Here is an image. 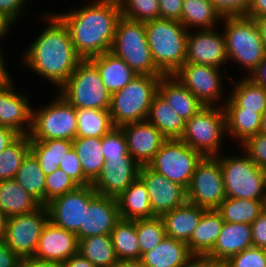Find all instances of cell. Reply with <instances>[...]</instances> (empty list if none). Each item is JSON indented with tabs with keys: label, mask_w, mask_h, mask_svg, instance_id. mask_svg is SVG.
Segmentation results:
<instances>
[{
	"label": "cell",
	"mask_w": 266,
	"mask_h": 267,
	"mask_svg": "<svg viewBox=\"0 0 266 267\" xmlns=\"http://www.w3.org/2000/svg\"><path fill=\"white\" fill-rule=\"evenodd\" d=\"M56 15L67 26L77 54L89 60L111 50L121 7L119 0H92Z\"/></svg>",
	"instance_id": "obj_1"
},
{
	"label": "cell",
	"mask_w": 266,
	"mask_h": 267,
	"mask_svg": "<svg viewBox=\"0 0 266 267\" xmlns=\"http://www.w3.org/2000/svg\"><path fill=\"white\" fill-rule=\"evenodd\" d=\"M42 18L48 25L27 48L22 60L27 68L59 89L83 59L75 51L67 26L56 13H45Z\"/></svg>",
	"instance_id": "obj_2"
},
{
	"label": "cell",
	"mask_w": 266,
	"mask_h": 267,
	"mask_svg": "<svg viewBox=\"0 0 266 267\" xmlns=\"http://www.w3.org/2000/svg\"><path fill=\"white\" fill-rule=\"evenodd\" d=\"M152 59L163 75H173L186 60L188 31L178 20L154 19L145 22Z\"/></svg>",
	"instance_id": "obj_3"
},
{
	"label": "cell",
	"mask_w": 266,
	"mask_h": 267,
	"mask_svg": "<svg viewBox=\"0 0 266 267\" xmlns=\"http://www.w3.org/2000/svg\"><path fill=\"white\" fill-rule=\"evenodd\" d=\"M222 21L228 61L242 65L250 75L266 55L255 19L244 15L223 17Z\"/></svg>",
	"instance_id": "obj_4"
},
{
	"label": "cell",
	"mask_w": 266,
	"mask_h": 267,
	"mask_svg": "<svg viewBox=\"0 0 266 267\" xmlns=\"http://www.w3.org/2000/svg\"><path fill=\"white\" fill-rule=\"evenodd\" d=\"M160 77L137 75L111 95L109 112L115 127L147 120Z\"/></svg>",
	"instance_id": "obj_5"
},
{
	"label": "cell",
	"mask_w": 266,
	"mask_h": 267,
	"mask_svg": "<svg viewBox=\"0 0 266 267\" xmlns=\"http://www.w3.org/2000/svg\"><path fill=\"white\" fill-rule=\"evenodd\" d=\"M110 51L123 59L137 75L163 76L152 59L145 22L121 16Z\"/></svg>",
	"instance_id": "obj_6"
},
{
	"label": "cell",
	"mask_w": 266,
	"mask_h": 267,
	"mask_svg": "<svg viewBox=\"0 0 266 267\" xmlns=\"http://www.w3.org/2000/svg\"><path fill=\"white\" fill-rule=\"evenodd\" d=\"M58 90L59 95L75 109L109 110L111 95L90 60H82Z\"/></svg>",
	"instance_id": "obj_7"
},
{
	"label": "cell",
	"mask_w": 266,
	"mask_h": 267,
	"mask_svg": "<svg viewBox=\"0 0 266 267\" xmlns=\"http://www.w3.org/2000/svg\"><path fill=\"white\" fill-rule=\"evenodd\" d=\"M215 157L220 162L226 197L263 200L266 194L263 168L258 167L246 153L239 157Z\"/></svg>",
	"instance_id": "obj_8"
},
{
	"label": "cell",
	"mask_w": 266,
	"mask_h": 267,
	"mask_svg": "<svg viewBox=\"0 0 266 267\" xmlns=\"http://www.w3.org/2000/svg\"><path fill=\"white\" fill-rule=\"evenodd\" d=\"M226 132L224 107L204 106L186 121L185 130L180 139L203 156H217L221 152L219 149Z\"/></svg>",
	"instance_id": "obj_9"
},
{
	"label": "cell",
	"mask_w": 266,
	"mask_h": 267,
	"mask_svg": "<svg viewBox=\"0 0 266 267\" xmlns=\"http://www.w3.org/2000/svg\"><path fill=\"white\" fill-rule=\"evenodd\" d=\"M38 111L32 110L30 140L66 139L77 136L76 109L61 95Z\"/></svg>",
	"instance_id": "obj_10"
},
{
	"label": "cell",
	"mask_w": 266,
	"mask_h": 267,
	"mask_svg": "<svg viewBox=\"0 0 266 267\" xmlns=\"http://www.w3.org/2000/svg\"><path fill=\"white\" fill-rule=\"evenodd\" d=\"M203 157L181 139H167L147 166L187 189Z\"/></svg>",
	"instance_id": "obj_11"
},
{
	"label": "cell",
	"mask_w": 266,
	"mask_h": 267,
	"mask_svg": "<svg viewBox=\"0 0 266 267\" xmlns=\"http://www.w3.org/2000/svg\"><path fill=\"white\" fill-rule=\"evenodd\" d=\"M186 196L188 203L207 210L217 209L226 198L223 173L215 156H204L197 164Z\"/></svg>",
	"instance_id": "obj_12"
},
{
	"label": "cell",
	"mask_w": 266,
	"mask_h": 267,
	"mask_svg": "<svg viewBox=\"0 0 266 267\" xmlns=\"http://www.w3.org/2000/svg\"><path fill=\"white\" fill-rule=\"evenodd\" d=\"M48 220V211L45 205H41L31 213L9 217L5 243L19 258L33 257L42 230Z\"/></svg>",
	"instance_id": "obj_13"
},
{
	"label": "cell",
	"mask_w": 266,
	"mask_h": 267,
	"mask_svg": "<svg viewBox=\"0 0 266 267\" xmlns=\"http://www.w3.org/2000/svg\"><path fill=\"white\" fill-rule=\"evenodd\" d=\"M220 71L210 65L184 63L173 75L204 106H221L223 77Z\"/></svg>",
	"instance_id": "obj_14"
},
{
	"label": "cell",
	"mask_w": 266,
	"mask_h": 267,
	"mask_svg": "<svg viewBox=\"0 0 266 267\" xmlns=\"http://www.w3.org/2000/svg\"><path fill=\"white\" fill-rule=\"evenodd\" d=\"M97 194L90 184L78 186L75 190L53 199L45 205L49 220L60 228L76 233L83 224L88 203Z\"/></svg>",
	"instance_id": "obj_15"
},
{
	"label": "cell",
	"mask_w": 266,
	"mask_h": 267,
	"mask_svg": "<svg viewBox=\"0 0 266 267\" xmlns=\"http://www.w3.org/2000/svg\"><path fill=\"white\" fill-rule=\"evenodd\" d=\"M138 178L146 187L152 212L157 217L187 202L186 189L183 186L167 179L147 165L140 167Z\"/></svg>",
	"instance_id": "obj_16"
},
{
	"label": "cell",
	"mask_w": 266,
	"mask_h": 267,
	"mask_svg": "<svg viewBox=\"0 0 266 267\" xmlns=\"http://www.w3.org/2000/svg\"><path fill=\"white\" fill-rule=\"evenodd\" d=\"M224 34L214 28L188 31L185 63L210 65L219 69L227 63Z\"/></svg>",
	"instance_id": "obj_17"
},
{
	"label": "cell",
	"mask_w": 266,
	"mask_h": 267,
	"mask_svg": "<svg viewBox=\"0 0 266 267\" xmlns=\"http://www.w3.org/2000/svg\"><path fill=\"white\" fill-rule=\"evenodd\" d=\"M140 167L129 153L121 159H105L92 186L99 195L117 198L138 178Z\"/></svg>",
	"instance_id": "obj_18"
},
{
	"label": "cell",
	"mask_w": 266,
	"mask_h": 267,
	"mask_svg": "<svg viewBox=\"0 0 266 267\" xmlns=\"http://www.w3.org/2000/svg\"><path fill=\"white\" fill-rule=\"evenodd\" d=\"M12 81L10 77L0 83V126L8 127L19 135H29L33 107L29 105L28 97L18 91L16 93Z\"/></svg>",
	"instance_id": "obj_19"
},
{
	"label": "cell",
	"mask_w": 266,
	"mask_h": 267,
	"mask_svg": "<svg viewBox=\"0 0 266 267\" xmlns=\"http://www.w3.org/2000/svg\"><path fill=\"white\" fill-rule=\"evenodd\" d=\"M128 153L141 165H148L167 138L148 120L120 126Z\"/></svg>",
	"instance_id": "obj_20"
},
{
	"label": "cell",
	"mask_w": 266,
	"mask_h": 267,
	"mask_svg": "<svg viewBox=\"0 0 266 267\" xmlns=\"http://www.w3.org/2000/svg\"><path fill=\"white\" fill-rule=\"evenodd\" d=\"M120 219L116 198L97 194L84 211L83 224L75 233L78 240L95 235L111 234Z\"/></svg>",
	"instance_id": "obj_21"
},
{
	"label": "cell",
	"mask_w": 266,
	"mask_h": 267,
	"mask_svg": "<svg viewBox=\"0 0 266 267\" xmlns=\"http://www.w3.org/2000/svg\"><path fill=\"white\" fill-rule=\"evenodd\" d=\"M76 253H78L77 235L74 232L60 228L48 220L42 230L33 257L45 261L64 263Z\"/></svg>",
	"instance_id": "obj_22"
},
{
	"label": "cell",
	"mask_w": 266,
	"mask_h": 267,
	"mask_svg": "<svg viewBox=\"0 0 266 267\" xmlns=\"http://www.w3.org/2000/svg\"><path fill=\"white\" fill-rule=\"evenodd\" d=\"M252 246L251 225L224 221L221 232L208 256L226 262L233 255Z\"/></svg>",
	"instance_id": "obj_23"
},
{
	"label": "cell",
	"mask_w": 266,
	"mask_h": 267,
	"mask_svg": "<svg viewBox=\"0 0 266 267\" xmlns=\"http://www.w3.org/2000/svg\"><path fill=\"white\" fill-rule=\"evenodd\" d=\"M158 93L185 121H188L204 107L174 75L160 77Z\"/></svg>",
	"instance_id": "obj_24"
},
{
	"label": "cell",
	"mask_w": 266,
	"mask_h": 267,
	"mask_svg": "<svg viewBox=\"0 0 266 267\" xmlns=\"http://www.w3.org/2000/svg\"><path fill=\"white\" fill-rule=\"evenodd\" d=\"M98 69L106 90L112 95L123 89L137 74L123 59L108 51L89 59Z\"/></svg>",
	"instance_id": "obj_25"
},
{
	"label": "cell",
	"mask_w": 266,
	"mask_h": 267,
	"mask_svg": "<svg viewBox=\"0 0 266 267\" xmlns=\"http://www.w3.org/2000/svg\"><path fill=\"white\" fill-rule=\"evenodd\" d=\"M207 209L186 202L184 205L164 213L166 236L188 243L194 229Z\"/></svg>",
	"instance_id": "obj_26"
},
{
	"label": "cell",
	"mask_w": 266,
	"mask_h": 267,
	"mask_svg": "<svg viewBox=\"0 0 266 267\" xmlns=\"http://www.w3.org/2000/svg\"><path fill=\"white\" fill-rule=\"evenodd\" d=\"M191 256L187 243L166 236L155 248L145 252L140 261L145 267H181Z\"/></svg>",
	"instance_id": "obj_27"
},
{
	"label": "cell",
	"mask_w": 266,
	"mask_h": 267,
	"mask_svg": "<svg viewBox=\"0 0 266 267\" xmlns=\"http://www.w3.org/2000/svg\"><path fill=\"white\" fill-rule=\"evenodd\" d=\"M224 220L216 209L206 210L194 229L188 249L192 255H208L221 232Z\"/></svg>",
	"instance_id": "obj_28"
},
{
	"label": "cell",
	"mask_w": 266,
	"mask_h": 267,
	"mask_svg": "<svg viewBox=\"0 0 266 267\" xmlns=\"http://www.w3.org/2000/svg\"><path fill=\"white\" fill-rule=\"evenodd\" d=\"M116 199L119 216L122 219L138 220L156 217L152 212L146 187L139 178Z\"/></svg>",
	"instance_id": "obj_29"
},
{
	"label": "cell",
	"mask_w": 266,
	"mask_h": 267,
	"mask_svg": "<svg viewBox=\"0 0 266 267\" xmlns=\"http://www.w3.org/2000/svg\"><path fill=\"white\" fill-rule=\"evenodd\" d=\"M242 81L235 83L234 88L227 96V100H223L224 108H245V110L255 111L263 114L266 111V89L254 83L247 76ZM225 102V103H224Z\"/></svg>",
	"instance_id": "obj_30"
},
{
	"label": "cell",
	"mask_w": 266,
	"mask_h": 267,
	"mask_svg": "<svg viewBox=\"0 0 266 267\" xmlns=\"http://www.w3.org/2000/svg\"><path fill=\"white\" fill-rule=\"evenodd\" d=\"M40 206L15 179L0 181V209L8 218L31 213Z\"/></svg>",
	"instance_id": "obj_31"
},
{
	"label": "cell",
	"mask_w": 266,
	"mask_h": 267,
	"mask_svg": "<svg viewBox=\"0 0 266 267\" xmlns=\"http://www.w3.org/2000/svg\"><path fill=\"white\" fill-rule=\"evenodd\" d=\"M147 120L167 139H180L186 121L157 93L151 103Z\"/></svg>",
	"instance_id": "obj_32"
},
{
	"label": "cell",
	"mask_w": 266,
	"mask_h": 267,
	"mask_svg": "<svg viewBox=\"0 0 266 267\" xmlns=\"http://www.w3.org/2000/svg\"><path fill=\"white\" fill-rule=\"evenodd\" d=\"M72 142L84 176L93 183L100 175L105 162L101 137H76Z\"/></svg>",
	"instance_id": "obj_33"
},
{
	"label": "cell",
	"mask_w": 266,
	"mask_h": 267,
	"mask_svg": "<svg viewBox=\"0 0 266 267\" xmlns=\"http://www.w3.org/2000/svg\"><path fill=\"white\" fill-rule=\"evenodd\" d=\"M73 142L66 139L30 140V152L35 156L45 175L59 168Z\"/></svg>",
	"instance_id": "obj_34"
},
{
	"label": "cell",
	"mask_w": 266,
	"mask_h": 267,
	"mask_svg": "<svg viewBox=\"0 0 266 267\" xmlns=\"http://www.w3.org/2000/svg\"><path fill=\"white\" fill-rule=\"evenodd\" d=\"M78 253L96 267H114L119 262L110 234L79 239Z\"/></svg>",
	"instance_id": "obj_35"
},
{
	"label": "cell",
	"mask_w": 266,
	"mask_h": 267,
	"mask_svg": "<svg viewBox=\"0 0 266 267\" xmlns=\"http://www.w3.org/2000/svg\"><path fill=\"white\" fill-rule=\"evenodd\" d=\"M223 19L211 0H183L180 23L186 28L211 29ZM217 22V23H216ZM217 24V25H216Z\"/></svg>",
	"instance_id": "obj_36"
},
{
	"label": "cell",
	"mask_w": 266,
	"mask_h": 267,
	"mask_svg": "<svg viewBox=\"0 0 266 267\" xmlns=\"http://www.w3.org/2000/svg\"><path fill=\"white\" fill-rule=\"evenodd\" d=\"M227 133L243 144L249 137L260 132L261 114L245 108H224Z\"/></svg>",
	"instance_id": "obj_37"
},
{
	"label": "cell",
	"mask_w": 266,
	"mask_h": 267,
	"mask_svg": "<svg viewBox=\"0 0 266 267\" xmlns=\"http://www.w3.org/2000/svg\"><path fill=\"white\" fill-rule=\"evenodd\" d=\"M110 235L119 261L141 259V248L136 234V220L120 218Z\"/></svg>",
	"instance_id": "obj_38"
},
{
	"label": "cell",
	"mask_w": 266,
	"mask_h": 267,
	"mask_svg": "<svg viewBox=\"0 0 266 267\" xmlns=\"http://www.w3.org/2000/svg\"><path fill=\"white\" fill-rule=\"evenodd\" d=\"M45 178L35 156L29 152L18 168L15 180L41 205H45Z\"/></svg>",
	"instance_id": "obj_39"
},
{
	"label": "cell",
	"mask_w": 266,
	"mask_h": 267,
	"mask_svg": "<svg viewBox=\"0 0 266 267\" xmlns=\"http://www.w3.org/2000/svg\"><path fill=\"white\" fill-rule=\"evenodd\" d=\"M76 117V137H103L115 127L109 110L76 109Z\"/></svg>",
	"instance_id": "obj_40"
},
{
	"label": "cell",
	"mask_w": 266,
	"mask_h": 267,
	"mask_svg": "<svg viewBox=\"0 0 266 267\" xmlns=\"http://www.w3.org/2000/svg\"><path fill=\"white\" fill-rule=\"evenodd\" d=\"M216 210L225 222L251 225L263 211L262 200L226 197Z\"/></svg>",
	"instance_id": "obj_41"
},
{
	"label": "cell",
	"mask_w": 266,
	"mask_h": 267,
	"mask_svg": "<svg viewBox=\"0 0 266 267\" xmlns=\"http://www.w3.org/2000/svg\"><path fill=\"white\" fill-rule=\"evenodd\" d=\"M30 152V136L20 135L0 153V181L14 179L22 161Z\"/></svg>",
	"instance_id": "obj_42"
},
{
	"label": "cell",
	"mask_w": 266,
	"mask_h": 267,
	"mask_svg": "<svg viewBox=\"0 0 266 267\" xmlns=\"http://www.w3.org/2000/svg\"><path fill=\"white\" fill-rule=\"evenodd\" d=\"M136 234L142 257L145 252L155 248L166 237L163 219L156 216L136 220Z\"/></svg>",
	"instance_id": "obj_43"
},
{
	"label": "cell",
	"mask_w": 266,
	"mask_h": 267,
	"mask_svg": "<svg viewBox=\"0 0 266 267\" xmlns=\"http://www.w3.org/2000/svg\"><path fill=\"white\" fill-rule=\"evenodd\" d=\"M121 16L147 22L160 18L159 0H119Z\"/></svg>",
	"instance_id": "obj_44"
},
{
	"label": "cell",
	"mask_w": 266,
	"mask_h": 267,
	"mask_svg": "<svg viewBox=\"0 0 266 267\" xmlns=\"http://www.w3.org/2000/svg\"><path fill=\"white\" fill-rule=\"evenodd\" d=\"M79 185L58 168L45 178V205L53 199L75 190Z\"/></svg>",
	"instance_id": "obj_45"
},
{
	"label": "cell",
	"mask_w": 266,
	"mask_h": 267,
	"mask_svg": "<svg viewBox=\"0 0 266 267\" xmlns=\"http://www.w3.org/2000/svg\"><path fill=\"white\" fill-rule=\"evenodd\" d=\"M101 144L105 159H121L128 154L127 141L120 127H114L101 137Z\"/></svg>",
	"instance_id": "obj_46"
},
{
	"label": "cell",
	"mask_w": 266,
	"mask_h": 267,
	"mask_svg": "<svg viewBox=\"0 0 266 267\" xmlns=\"http://www.w3.org/2000/svg\"><path fill=\"white\" fill-rule=\"evenodd\" d=\"M225 267H266V249L254 246L246 248L230 257Z\"/></svg>",
	"instance_id": "obj_47"
},
{
	"label": "cell",
	"mask_w": 266,
	"mask_h": 267,
	"mask_svg": "<svg viewBox=\"0 0 266 267\" xmlns=\"http://www.w3.org/2000/svg\"><path fill=\"white\" fill-rule=\"evenodd\" d=\"M241 147L258 167H266V135L258 133L251 136Z\"/></svg>",
	"instance_id": "obj_48"
},
{
	"label": "cell",
	"mask_w": 266,
	"mask_h": 267,
	"mask_svg": "<svg viewBox=\"0 0 266 267\" xmlns=\"http://www.w3.org/2000/svg\"><path fill=\"white\" fill-rule=\"evenodd\" d=\"M59 168L69 175L79 186L92 184L84 176L81 163L73 147L66 153L63 162L59 164Z\"/></svg>",
	"instance_id": "obj_49"
},
{
	"label": "cell",
	"mask_w": 266,
	"mask_h": 267,
	"mask_svg": "<svg viewBox=\"0 0 266 267\" xmlns=\"http://www.w3.org/2000/svg\"><path fill=\"white\" fill-rule=\"evenodd\" d=\"M222 17L247 15L251 0H211Z\"/></svg>",
	"instance_id": "obj_50"
},
{
	"label": "cell",
	"mask_w": 266,
	"mask_h": 267,
	"mask_svg": "<svg viewBox=\"0 0 266 267\" xmlns=\"http://www.w3.org/2000/svg\"><path fill=\"white\" fill-rule=\"evenodd\" d=\"M253 246L266 249V213L262 211L251 224Z\"/></svg>",
	"instance_id": "obj_51"
},
{
	"label": "cell",
	"mask_w": 266,
	"mask_h": 267,
	"mask_svg": "<svg viewBox=\"0 0 266 267\" xmlns=\"http://www.w3.org/2000/svg\"><path fill=\"white\" fill-rule=\"evenodd\" d=\"M183 0H159L161 19H181Z\"/></svg>",
	"instance_id": "obj_52"
},
{
	"label": "cell",
	"mask_w": 266,
	"mask_h": 267,
	"mask_svg": "<svg viewBox=\"0 0 266 267\" xmlns=\"http://www.w3.org/2000/svg\"><path fill=\"white\" fill-rule=\"evenodd\" d=\"M26 2L27 0H0V12L15 23Z\"/></svg>",
	"instance_id": "obj_53"
},
{
	"label": "cell",
	"mask_w": 266,
	"mask_h": 267,
	"mask_svg": "<svg viewBox=\"0 0 266 267\" xmlns=\"http://www.w3.org/2000/svg\"><path fill=\"white\" fill-rule=\"evenodd\" d=\"M181 267H225V262L208 255H192Z\"/></svg>",
	"instance_id": "obj_54"
},
{
	"label": "cell",
	"mask_w": 266,
	"mask_h": 267,
	"mask_svg": "<svg viewBox=\"0 0 266 267\" xmlns=\"http://www.w3.org/2000/svg\"><path fill=\"white\" fill-rule=\"evenodd\" d=\"M20 260L5 241L0 240V267H19Z\"/></svg>",
	"instance_id": "obj_55"
},
{
	"label": "cell",
	"mask_w": 266,
	"mask_h": 267,
	"mask_svg": "<svg viewBox=\"0 0 266 267\" xmlns=\"http://www.w3.org/2000/svg\"><path fill=\"white\" fill-rule=\"evenodd\" d=\"M19 267H65L63 262L45 261L35 257H27L20 260Z\"/></svg>",
	"instance_id": "obj_56"
},
{
	"label": "cell",
	"mask_w": 266,
	"mask_h": 267,
	"mask_svg": "<svg viewBox=\"0 0 266 267\" xmlns=\"http://www.w3.org/2000/svg\"><path fill=\"white\" fill-rule=\"evenodd\" d=\"M247 77L266 89V55L258 67L250 75H247Z\"/></svg>",
	"instance_id": "obj_57"
},
{
	"label": "cell",
	"mask_w": 266,
	"mask_h": 267,
	"mask_svg": "<svg viewBox=\"0 0 266 267\" xmlns=\"http://www.w3.org/2000/svg\"><path fill=\"white\" fill-rule=\"evenodd\" d=\"M20 135L14 130L0 126V153L4 151L12 142H14Z\"/></svg>",
	"instance_id": "obj_58"
},
{
	"label": "cell",
	"mask_w": 266,
	"mask_h": 267,
	"mask_svg": "<svg viewBox=\"0 0 266 267\" xmlns=\"http://www.w3.org/2000/svg\"><path fill=\"white\" fill-rule=\"evenodd\" d=\"M266 15V0H251L247 15L253 19Z\"/></svg>",
	"instance_id": "obj_59"
},
{
	"label": "cell",
	"mask_w": 266,
	"mask_h": 267,
	"mask_svg": "<svg viewBox=\"0 0 266 267\" xmlns=\"http://www.w3.org/2000/svg\"><path fill=\"white\" fill-rule=\"evenodd\" d=\"M65 267H96L88 259L81 256L79 253L72 255L64 262Z\"/></svg>",
	"instance_id": "obj_60"
},
{
	"label": "cell",
	"mask_w": 266,
	"mask_h": 267,
	"mask_svg": "<svg viewBox=\"0 0 266 267\" xmlns=\"http://www.w3.org/2000/svg\"><path fill=\"white\" fill-rule=\"evenodd\" d=\"M13 22L0 12V39L7 36Z\"/></svg>",
	"instance_id": "obj_61"
},
{
	"label": "cell",
	"mask_w": 266,
	"mask_h": 267,
	"mask_svg": "<svg viewBox=\"0 0 266 267\" xmlns=\"http://www.w3.org/2000/svg\"><path fill=\"white\" fill-rule=\"evenodd\" d=\"M255 21L261 33L263 45L265 46V50H266V15L255 18Z\"/></svg>",
	"instance_id": "obj_62"
},
{
	"label": "cell",
	"mask_w": 266,
	"mask_h": 267,
	"mask_svg": "<svg viewBox=\"0 0 266 267\" xmlns=\"http://www.w3.org/2000/svg\"><path fill=\"white\" fill-rule=\"evenodd\" d=\"M114 267H145L140 260H121Z\"/></svg>",
	"instance_id": "obj_63"
},
{
	"label": "cell",
	"mask_w": 266,
	"mask_h": 267,
	"mask_svg": "<svg viewBox=\"0 0 266 267\" xmlns=\"http://www.w3.org/2000/svg\"><path fill=\"white\" fill-rule=\"evenodd\" d=\"M8 217L0 209V240H4L6 234Z\"/></svg>",
	"instance_id": "obj_64"
},
{
	"label": "cell",
	"mask_w": 266,
	"mask_h": 267,
	"mask_svg": "<svg viewBox=\"0 0 266 267\" xmlns=\"http://www.w3.org/2000/svg\"><path fill=\"white\" fill-rule=\"evenodd\" d=\"M3 58L5 57H3L2 53L0 52V83L11 77L10 74L6 71L7 69L4 63L5 60H3Z\"/></svg>",
	"instance_id": "obj_65"
},
{
	"label": "cell",
	"mask_w": 266,
	"mask_h": 267,
	"mask_svg": "<svg viewBox=\"0 0 266 267\" xmlns=\"http://www.w3.org/2000/svg\"><path fill=\"white\" fill-rule=\"evenodd\" d=\"M259 133L266 135V111L261 116V126Z\"/></svg>",
	"instance_id": "obj_66"
},
{
	"label": "cell",
	"mask_w": 266,
	"mask_h": 267,
	"mask_svg": "<svg viewBox=\"0 0 266 267\" xmlns=\"http://www.w3.org/2000/svg\"><path fill=\"white\" fill-rule=\"evenodd\" d=\"M262 209L266 213V194L264 195L262 200Z\"/></svg>",
	"instance_id": "obj_67"
},
{
	"label": "cell",
	"mask_w": 266,
	"mask_h": 267,
	"mask_svg": "<svg viewBox=\"0 0 266 267\" xmlns=\"http://www.w3.org/2000/svg\"><path fill=\"white\" fill-rule=\"evenodd\" d=\"M263 171H264V180H265V188H266V167L263 168Z\"/></svg>",
	"instance_id": "obj_68"
}]
</instances>
